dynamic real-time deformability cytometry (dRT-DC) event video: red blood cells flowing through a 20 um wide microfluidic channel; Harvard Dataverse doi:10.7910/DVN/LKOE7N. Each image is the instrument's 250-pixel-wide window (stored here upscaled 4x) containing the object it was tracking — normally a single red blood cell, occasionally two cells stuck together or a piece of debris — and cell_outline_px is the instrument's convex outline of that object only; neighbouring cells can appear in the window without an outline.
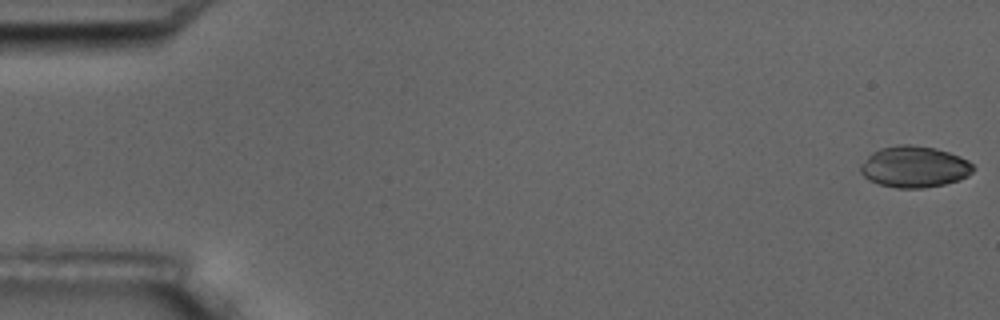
{"species": "common noctule bat (a hibernating species)", "species_latin": "Nyctalus noctula", "temperature_condition": "room temperature", "stored_images_in_passage": 10, "camera_frame_rate_fps": 3000, "um_per_image_px": 0.085, "animal": {"sex": "male", "body_mass_g": 17.5, "forearm_length_mm": 52.3}, "frame": {"image": 1, "passage_image": 1, "time_ms": 0.0, "image_size_px": [1000, 320], "cell_outline_px": [[976, 168], [968, 176], [960, 180], [944, 184], [924, 188], [896, 188], [880, 184], [868, 180], [860, 172], [860, 164], [872, 152], [880, 148], [896, 144], [912, 144], [936, 148], [960, 156], [968, 160]], "centroid_in_image_um": [77.72, 14.17], "position_along_channel_um": 7.3, "area_um2": 27.46}}
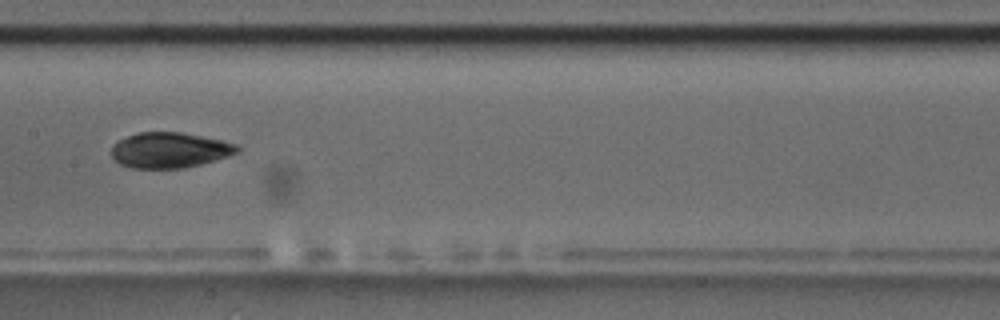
{"frame": {"image": 2, "passage_image": 9, "time_ms": 9.333, "image_size_px": [1000, 320], "cell_outline_px": [[240, 152], [200, 164], [184, 168], [132, 168], [120, 164], [112, 156], [112, 144], [128, 136], [140, 132], [180, 132], [220, 140], [236, 144], [240, 148]], "centroid_in_image_um": [14.41, 12.76], "position_along_channel_um": 193.0, "area_um2": 25.72}}
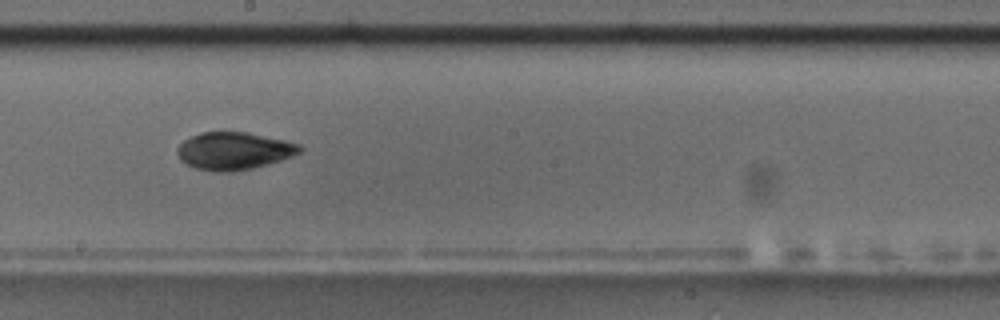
{"frame": {"image": 3, "passage_image": 10, "time_ms": 10.333, "image_size_px": [1000, 320], "cell_outline_px": [[304, 148], [300, 152], [292, 156], [280, 160], [252, 168], [228, 172], [216, 172], [196, 168], [180, 160], [176, 152], [176, 148], [184, 140], [200, 132], [248, 132], [284, 140], [300, 144]], "centroid_in_image_um": [19.87, 12.82], "position_along_channel_um": 228.3, "area_um2": 26.7}}